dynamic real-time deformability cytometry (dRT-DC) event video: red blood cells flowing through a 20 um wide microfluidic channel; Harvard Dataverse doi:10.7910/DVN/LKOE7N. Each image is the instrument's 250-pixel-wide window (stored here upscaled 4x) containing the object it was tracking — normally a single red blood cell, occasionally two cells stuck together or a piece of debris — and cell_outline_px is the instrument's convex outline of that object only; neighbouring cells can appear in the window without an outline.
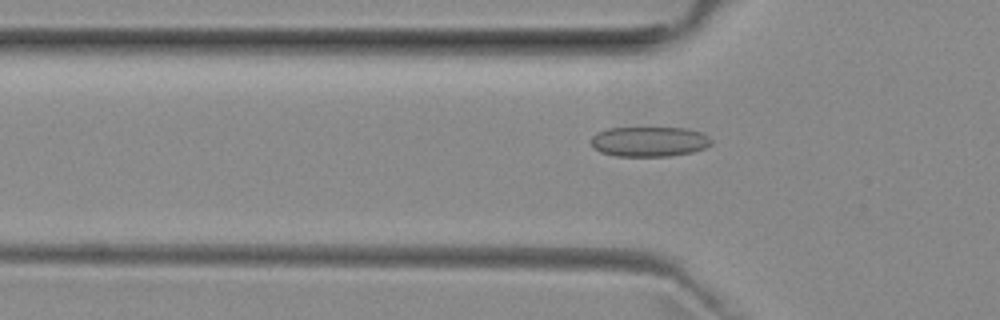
{"species": "common noctule bat (a hibernating species)", "species_latin": "Nyctalus noctula", "temperature_condition": "room temperature", "stored_images_in_passage": 51, "camera_frame_rate_fps": 3000, "um_per_image_px": 0.085, "animal": {"sex": "female", "body_mass_g": 29.2, "forearm_length_mm": 56.3}, "frame": {"image": 1, "passage_image": 16, "time_ms": 5.0, "image_size_px": [1000, 320], "cell_outline_px": [[712, 144], [704, 148], [692, 152], [668, 156], [616, 156], [600, 152], [592, 148], [592, 136], [596, 132], [608, 128], [684, 128], [700, 132], [708, 136], [712, 140]], "centroid_in_image_um": [55.16, 12.04], "position_along_channel_um": 70.6, "area_um2": 21.04}}
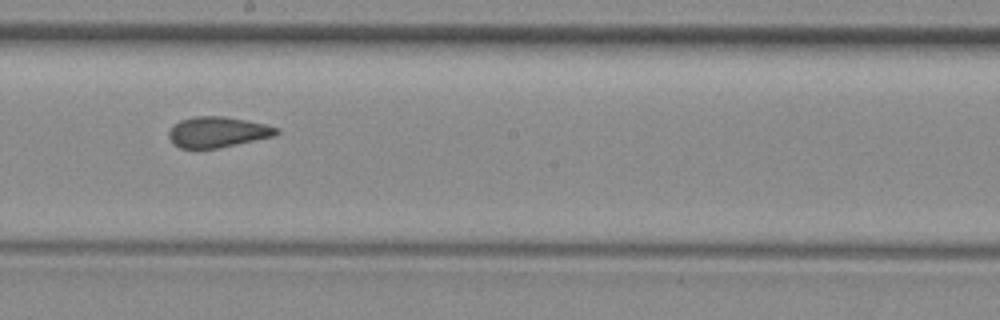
{"frame": {"image": 2, "passage_image": 28, "time_ms": 9.0, "image_size_px": [1000, 320], "cell_outline_px": [[280, 132], [276, 136], [216, 148], [180, 148], [172, 144], [168, 136], [168, 132], [180, 120], [196, 116], [224, 116], [248, 120], [280, 128]], "centroid_in_image_um": [18.52, 11.22], "position_along_channel_um": 229.7, "area_um2": 19.25}}
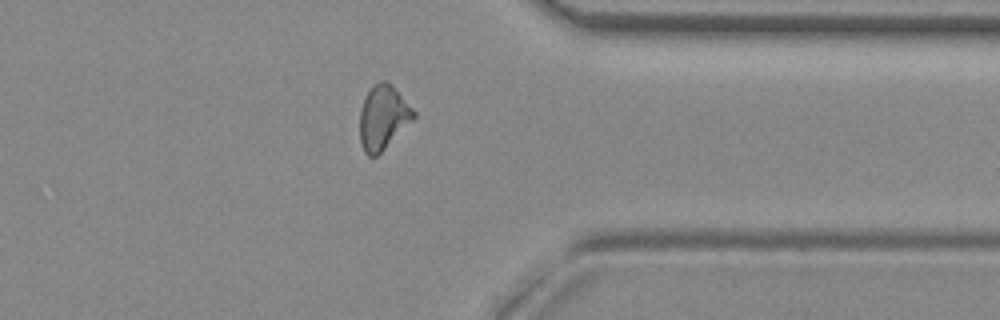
{"frame": {"image": 3, "passage_image": 40, "time_ms": 13.0, "image_size_px": [1000, 320], "cell_outline_px": [[416, 116], [376, 156], [368, 156], [364, 152], [360, 140], [360, 108], [368, 92], [380, 80], [388, 80], [416, 112]], "centroid_in_image_um": [32.55, 9.96], "position_along_channel_um": 378.8, "area_um2": 19.71}, "authors_computed_cell_mechanics": {"area_um2": 19.8832, "velocity_mm_per_s": 3.9639, "shape_relaxation_time_tau1_ms": null, "shape_relaxation_time_tau2_ms": 1.806, "deformation_change_tau1": null, "deformation_change_tau2": 0.0875}}